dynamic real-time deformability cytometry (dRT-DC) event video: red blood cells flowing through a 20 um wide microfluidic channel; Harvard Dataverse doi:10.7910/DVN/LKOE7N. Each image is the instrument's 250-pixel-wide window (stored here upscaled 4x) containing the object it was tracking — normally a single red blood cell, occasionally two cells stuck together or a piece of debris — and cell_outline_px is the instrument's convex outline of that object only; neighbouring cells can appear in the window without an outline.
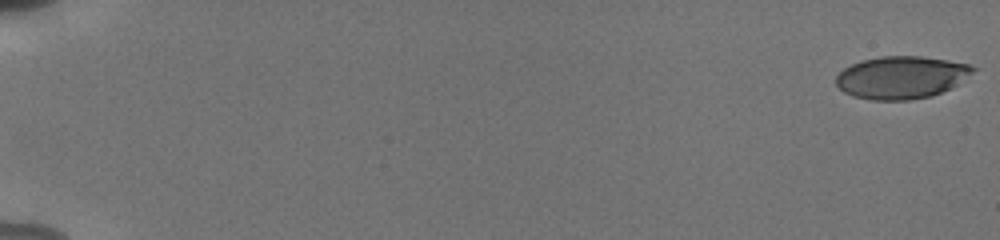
{"species": "human", "species_latin": "Homo sapiens", "temperature_condition": "cold", "stored_images_in_passage": 56, "camera_frame_rate_fps": 3000, "um_per_image_px": 0.085, "donor": {"sex": "male"}, "frame": {"image": 1, "passage_image": 1, "time_ms": 0.0, "image_size_px": [1000, 240], "cell_outline_px": [[976, 68], [972, 72], [956, 84], [932, 96], [908, 100], [872, 100], [852, 96], [844, 92], [836, 84], [836, 76], [844, 68], [860, 60], [880, 56], [920, 56], [948, 60], [968, 64]], "centroid_in_image_um": [76.56, 6.57], "position_along_channel_um": 8.4, "area_um2": 33.7}}
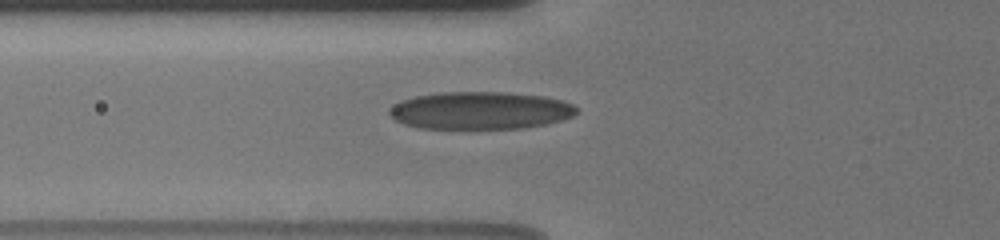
{"frame": {"image": 2, "passage_image": 23, "time_ms": 7.333, "image_size_px": [1000, 240], "cell_outline_px": [[576, 112], [572, 116], [560, 120], [544, 124], [524, 128], [476, 132], [420, 128], [404, 124], [388, 116], [388, 112], [400, 100], [416, 96], [444, 92], [504, 92], [544, 96], [560, 100], [572, 104], [576, 108]], "centroid_in_image_um": [40.78, 9.45], "position_along_channel_um": 85.0, "area_um2": 42.14}}
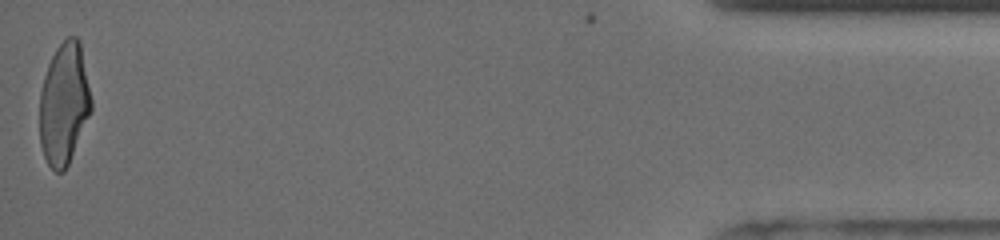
{"frame": {"image": 3, "passage_image": 56, "time_ms": 18.333, "image_size_px": [1000, 240], "cell_outline_px": [[92, 108], [68, 164], [64, 172], [56, 172], [48, 164], [44, 156], [40, 144], [40, 92], [44, 76], [48, 64], [56, 48], [68, 36], [76, 36], [80, 40], [92, 100]], "centroid_in_image_um": [5.44, 8.8], "position_along_channel_um": 429.8, "area_um2": 36.47}, "authors_computed_cell_mechanics": {"area_um2": 37.7434, "velocity_mm_per_s": 3.839, "shape_relaxation_time_tau1_ms": 5.2115, "shape_relaxation_time_tau2_ms": 1.1358, "deformation_change_tau1": 0.1817, "deformation_change_tau2": 0.0944}}